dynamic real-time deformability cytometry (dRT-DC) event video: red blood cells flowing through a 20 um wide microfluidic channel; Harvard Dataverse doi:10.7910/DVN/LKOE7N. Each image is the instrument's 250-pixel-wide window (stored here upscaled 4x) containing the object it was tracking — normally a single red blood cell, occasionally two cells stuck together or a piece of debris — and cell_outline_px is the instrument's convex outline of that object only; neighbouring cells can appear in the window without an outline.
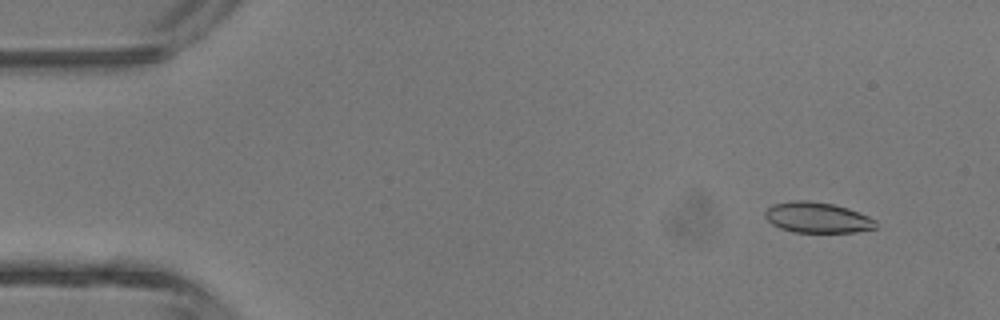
{"species": "common noctule bat (a hibernating species)", "species_latin": "Nyctalus noctula", "temperature_condition": "room temperature", "stored_images_in_passage": 4, "camera_frame_rate_fps": 3000, "um_per_image_px": 0.085, "animal": {"sex": "male", "body_mass_g": 13.3}, "frame": {"image": 1, "passage_image": 1, "time_ms": 0.0, "image_size_px": [1000, 320], "cell_outline_px": [[876, 228], [856, 232], [792, 232], [780, 228], [772, 224], [764, 216], [764, 212], [772, 204], [792, 200], [808, 200], [832, 204], [848, 208], [868, 216], [876, 220]], "centroid_in_image_um": [69.45, 18.49], "position_along_channel_um": 15.5, "area_um2": 19.83}}
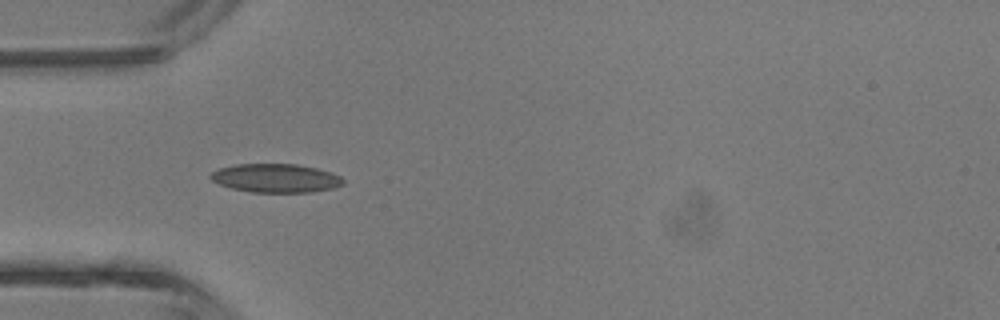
{"frame": {"image": 2, "passage_image": 3, "time_ms": 3.333, "image_size_px": [1000, 320], "cell_outline_px": [[344, 184], [336, 188], [312, 192], [252, 192], [232, 188], [220, 184], [212, 180], [208, 176], [212, 172], [220, 168], [236, 164], [296, 164], [316, 168], [340, 176], [344, 180]], "centroid_in_image_um": [23.46, 15.14], "position_along_channel_um": 61.5, "area_um2": 22.08}}
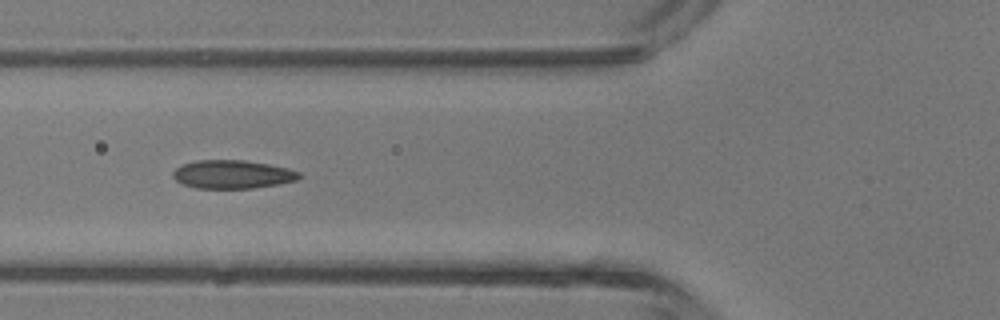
{"frame": {"image": 3, "passage_image": 4, "time_ms": 4.333, "image_size_px": [1000, 320], "cell_outline_px": [[300, 176], [296, 180], [276, 184], [252, 188], [196, 188], [184, 184], [176, 180], [172, 176], [172, 172], [176, 168], [184, 164], [196, 160], [244, 160], [268, 164], [288, 168], [300, 172]], "centroid_in_image_um": [19.74, 14.81], "position_along_channel_um": 106.1, "area_um2": 20.69}}